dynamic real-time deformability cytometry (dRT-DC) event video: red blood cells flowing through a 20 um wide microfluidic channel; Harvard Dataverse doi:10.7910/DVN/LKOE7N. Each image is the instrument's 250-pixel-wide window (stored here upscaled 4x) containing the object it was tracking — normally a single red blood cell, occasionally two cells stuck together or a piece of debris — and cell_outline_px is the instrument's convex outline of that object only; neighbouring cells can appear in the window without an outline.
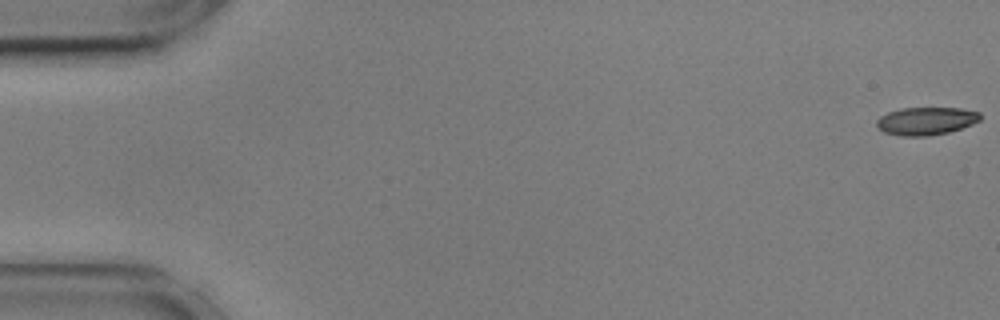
{"species": "common noctule bat (a hibernating species)", "species_latin": "Nyctalus noctula", "temperature_condition": "cold", "stored_images_in_passage": 56, "camera_frame_rate_fps": 3000, "um_per_image_px": 0.085, "animal": {"sex": "male", "body_mass_g": 17.9, "forearm_length_mm": 54.2}, "frame": {"image": 1, "passage_image": 1, "time_ms": 0.0, "image_size_px": [1000, 320], "cell_outline_px": [[980, 120], [972, 124], [948, 132], [928, 136], [900, 136], [884, 132], [876, 124], [876, 120], [880, 116], [888, 112], [900, 108], [960, 108], [980, 112]], "centroid_in_image_um": [78.7, 10.28], "position_along_channel_um": 6.3, "area_um2": 16.76}}
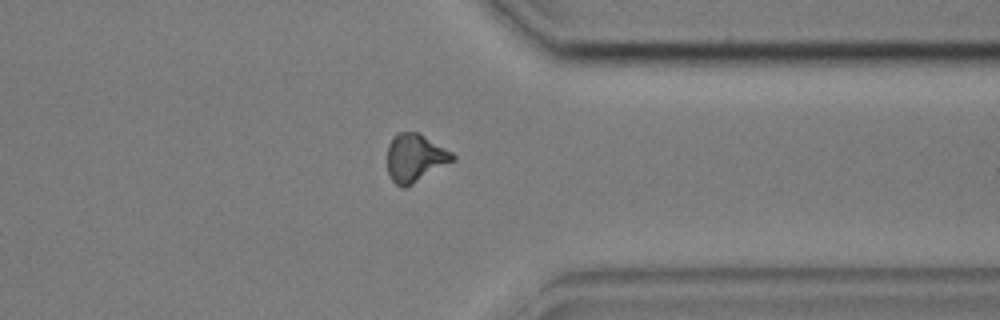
{"frame": {"image": 2, "passage_image": 44, "time_ms": 14.333, "image_size_px": [1000, 320], "cell_outline_px": [[456, 160], [412, 184], [404, 188], [396, 184], [388, 176], [388, 144], [392, 136], [396, 132], [416, 132], [424, 136], [452, 152], [456, 156]], "centroid_in_image_um": [35.27, 13.42], "position_along_channel_um": 376.1, "area_um2": 18.26}}
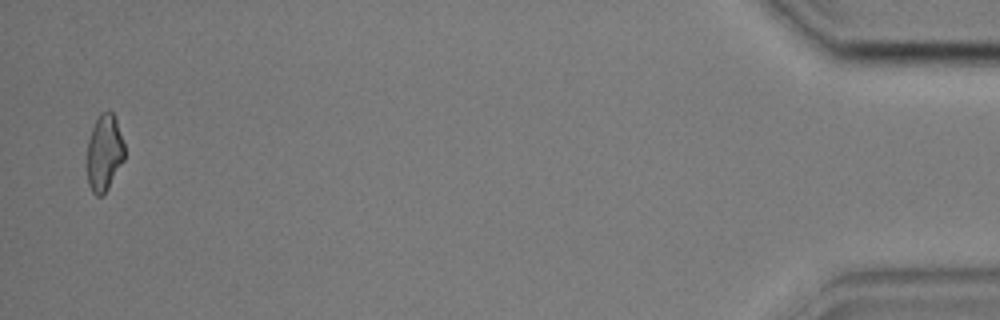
{"frame": {"image": 3, "passage_image": 55, "time_ms": 18.0, "image_size_px": [1000, 320], "cell_outline_px": [[124, 160], [108, 188], [100, 196], [96, 196], [92, 192], [88, 184], [88, 140], [92, 128], [100, 112], [112, 112], [116, 120], [124, 144]], "centroid_in_image_um": [8.87, 12.99], "position_along_channel_um": 426.3, "area_um2": 16.42}, "authors_computed_cell_mechanics": {"area_um2": 17.8891, "velocity_mm_per_s": 3.6077, "shape_relaxation_time_tau1_ms": 3.5534, "shape_relaxation_time_tau2_ms": 3.689, "deformation_change_tau1": 0.1166, "deformation_change_tau2": 0.1097}}